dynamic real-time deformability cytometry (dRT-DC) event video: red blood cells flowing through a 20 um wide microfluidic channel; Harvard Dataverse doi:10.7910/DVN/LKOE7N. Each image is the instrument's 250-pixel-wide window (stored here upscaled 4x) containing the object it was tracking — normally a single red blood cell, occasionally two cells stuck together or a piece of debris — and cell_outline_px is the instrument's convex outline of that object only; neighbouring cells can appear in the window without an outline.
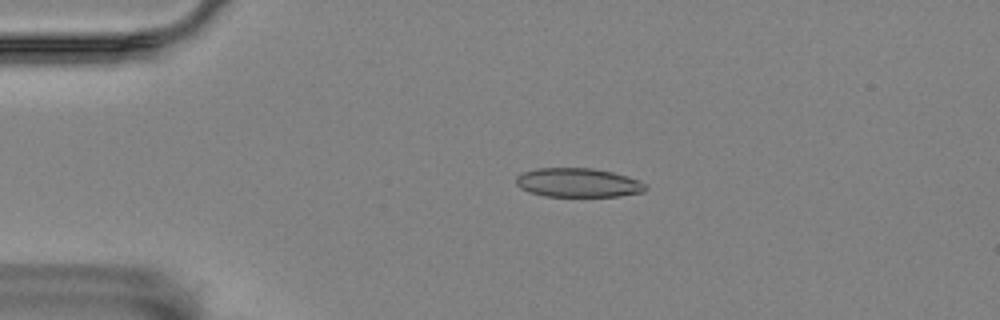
{"species": "Egyptian fruit bat (a non-hibernating species)", "species_latin": "Rousettus aegyptiacus", "temperature_condition": "room temperature", "stored_images_in_passage": 22, "camera_frame_rate_fps": 3000, "um_per_image_px": 0.085, "animal": {"sex": "female"}, "frame": {"image": 1, "passage_image": 2, "time_ms": 0.333, "image_size_px": [1000, 320], "cell_outline_px": [[648, 188], [644, 192], [620, 196], [544, 196], [528, 192], [520, 188], [516, 184], [516, 176], [524, 172], [536, 168], [592, 168], [612, 172], [628, 176], [640, 180]], "centroid_in_image_um": [49.14, 15.53], "position_along_channel_um": 35.9, "area_um2": 22.02}}
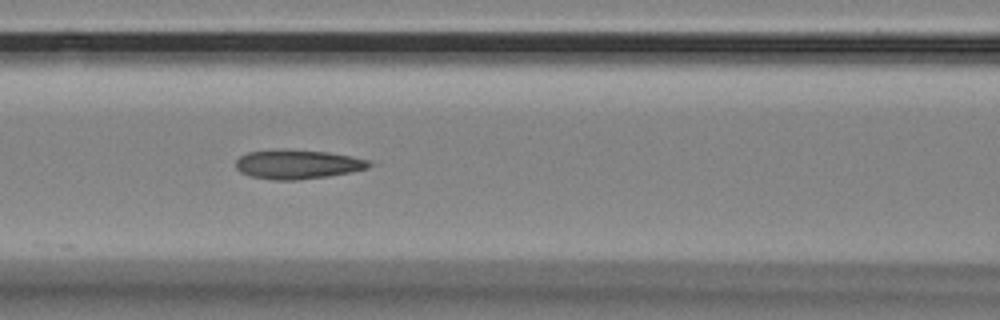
{"frame": {"image": 2, "passage_image": 14, "time_ms": 4.333, "image_size_px": [1000, 320], "cell_outline_px": [[380, 164], [368, 168], [328, 176], [296, 180], [272, 180], [248, 176], [240, 172], [236, 168], [236, 160], [240, 156], [248, 152], [280, 148], [284, 148], [328, 152], [352, 156], [368, 160]], "centroid_in_image_um": [25.31, 13.95], "position_along_channel_um": 141.3, "area_um2": 23.18}}
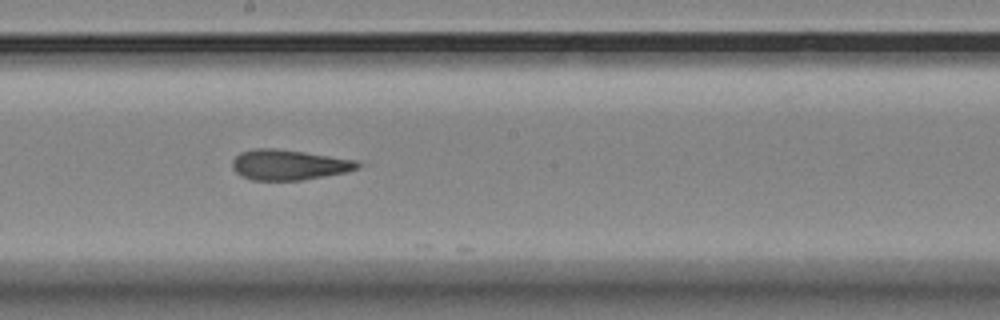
{"frame": {"image": 3, "passage_image": 21, "time_ms": 6.667, "image_size_px": [1000, 320], "cell_outline_px": [[368, 164], [360, 168], [348, 172], [304, 180], [252, 180], [240, 176], [232, 168], [232, 160], [240, 152], [252, 148], [276, 148], [304, 152], [356, 160]], "centroid_in_image_um": [24.6, 14.01], "position_along_channel_um": 223.6, "area_um2": 22.6}}